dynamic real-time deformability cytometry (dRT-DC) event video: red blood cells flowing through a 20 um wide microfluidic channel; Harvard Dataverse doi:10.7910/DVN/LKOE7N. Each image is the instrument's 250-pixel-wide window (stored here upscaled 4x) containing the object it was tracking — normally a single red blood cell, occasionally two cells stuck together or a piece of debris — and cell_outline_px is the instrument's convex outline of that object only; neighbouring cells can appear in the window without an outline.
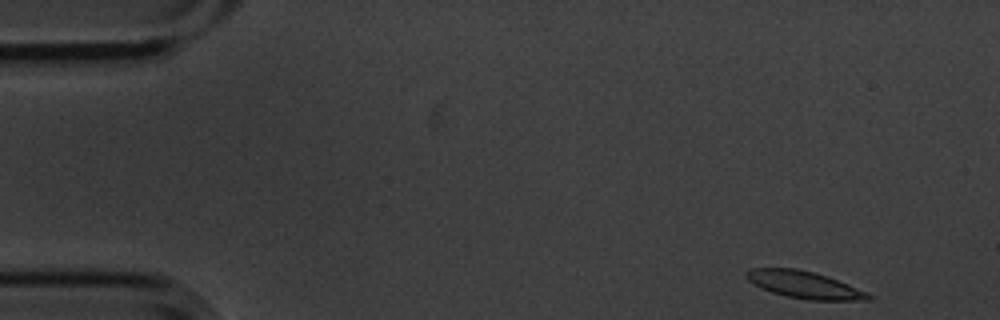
{"species": "common noctule bat (a hibernating species)", "species_latin": "Nyctalus noctula", "temperature_condition": "cold", "stored_images_in_passage": 52, "camera_frame_rate_fps": 3000, "um_per_image_px": 0.085, "animal": {"sex": "male", "body_mass_g": 20.1, "forearm_length_mm": 53.5}, "frame": {"image": 1, "passage_image": 1, "time_ms": 0.0, "image_size_px": [1000, 320], "cell_outline_px": [[872, 300], [808, 300], [788, 296], [772, 292], [748, 280], [744, 276], [744, 272], [748, 268], [796, 268], [828, 276], [864, 292], [872, 296]], "centroid_in_image_um": [68.31, 24.19], "position_along_channel_um": 16.7, "area_um2": 18.9}}
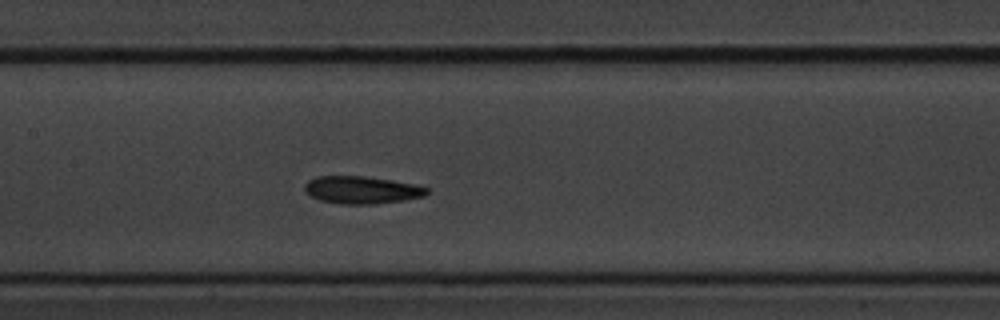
{"frame": {"image": 2, "passage_image": 23, "time_ms": 7.333, "image_size_px": [1000, 320], "cell_outline_px": [[428, 192], [424, 196], [404, 200], [372, 204], [340, 204], [320, 200], [308, 196], [304, 192], [304, 184], [308, 180], [316, 176], [364, 176], [412, 184], [428, 188]], "centroid_in_image_um": [30.66, 16.15], "position_along_channel_um": 176.7, "area_um2": 19.54}}
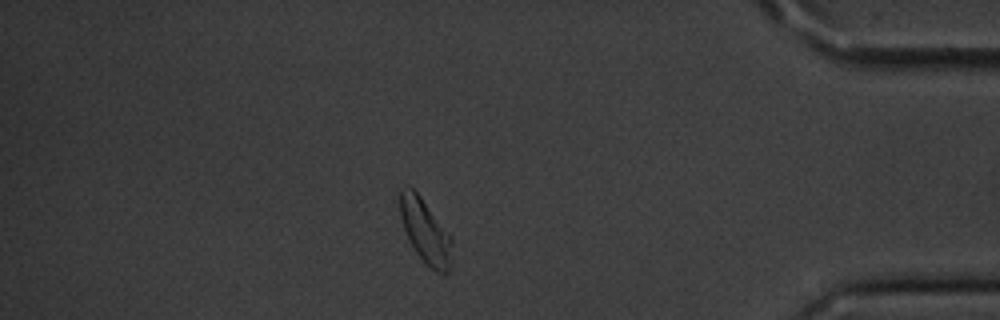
{"frame": {"image": 3, "passage_image": 45, "time_ms": 14.667, "image_size_px": [1000, 320], "cell_outline_px": [[452, 240], [448, 272], [444, 276], [436, 272], [416, 252], [404, 228], [400, 212], [400, 188], [404, 184], [408, 184], [420, 196], [452, 236]], "centroid_in_image_um": [36.15, 19.61], "position_along_channel_um": 399.0, "area_um2": 19.07}, "authors_computed_cell_mechanics": {"area_um2": 19.4497, "velocity_mm_per_s": 3.5248, "shape_relaxation_time_tau1_ms": 3.7648, "shape_relaxation_time_tau2_ms": 5.1035, "deformation_change_tau1": 0.0966, "deformation_change_tau2": 0.1074}}